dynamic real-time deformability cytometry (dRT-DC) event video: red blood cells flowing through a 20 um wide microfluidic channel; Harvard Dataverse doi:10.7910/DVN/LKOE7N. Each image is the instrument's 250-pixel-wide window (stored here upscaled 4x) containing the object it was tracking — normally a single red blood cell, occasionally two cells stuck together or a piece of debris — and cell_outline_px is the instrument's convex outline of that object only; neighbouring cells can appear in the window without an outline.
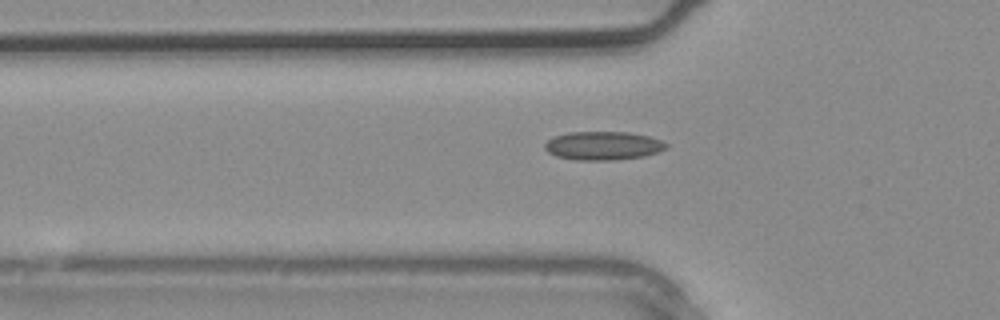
{"species": "common noctule bat (a hibernating species)", "species_latin": "Nyctalus noctula", "temperature_condition": "warm", "stored_images_in_passage": 2, "camera_frame_rate_fps": 3000, "um_per_image_px": 0.085, "animal": {"sex": "male", "body_mass_g": 20.4}, "frame": {"image": 1, "passage_image": 2, "time_ms": 0.333, "image_size_px": [1000, 320], "cell_outline_px": [[668, 148], [644, 156], [612, 160], [580, 160], [556, 156], [548, 152], [544, 148], [544, 144], [548, 140], [556, 136], [568, 132], [628, 132], [648, 136], [660, 140], [668, 144]], "centroid_in_image_um": [51.26, 12.38], "position_along_channel_um": 74.5, "area_um2": 20.06}}